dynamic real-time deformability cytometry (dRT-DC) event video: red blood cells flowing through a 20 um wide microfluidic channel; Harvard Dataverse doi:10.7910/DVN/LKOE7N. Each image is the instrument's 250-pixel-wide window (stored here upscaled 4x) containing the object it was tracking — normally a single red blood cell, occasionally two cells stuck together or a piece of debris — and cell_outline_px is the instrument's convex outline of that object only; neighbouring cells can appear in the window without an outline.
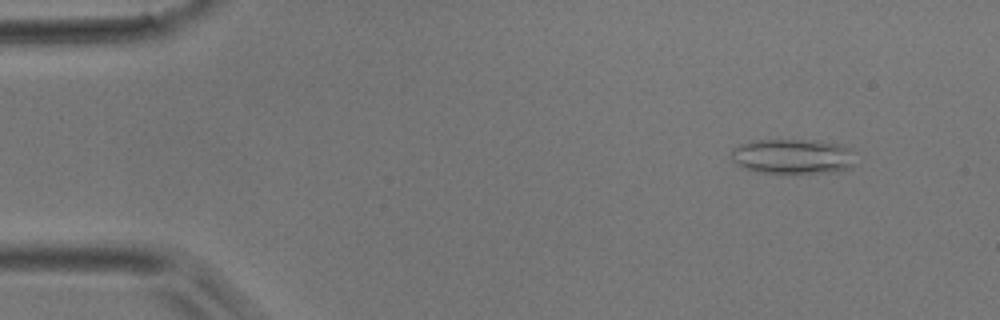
{"species": "common noctule bat (a hibernating species)", "species_latin": "Nyctalus noctula", "temperature_condition": "room temperature", "stored_images_in_passage": 45, "camera_frame_rate_fps": 3000, "um_per_image_px": 0.085, "animal": {"sex": "male", "body_mass_g": 17.9}, "frame": {"image": 1, "passage_image": 5, "time_ms": 1.333, "image_size_px": [1000, 320], "cell_outline_px": [[852, 168], [832, 172], [756, 172], [740, 168], [732, 160], [732, 148], [740, 144], [752, 140], [816, 140], [840, 144], [848, 148], [852, 164]], "centroid_in_image_um": [67.29, 13.28], "position_along_channel_um": 17.7, "area_um2": 25.09}}
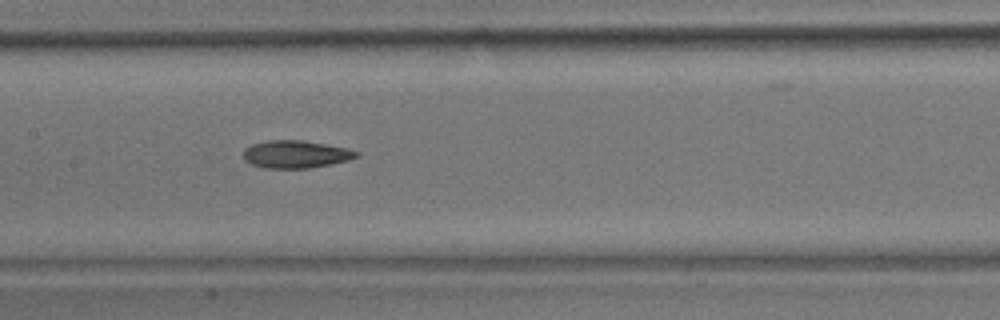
{"frame": {"image": 2, "passage_image": 22, "time_ms": 7.0, "image_size_px": [1000, 320], "cell_outline_px": [[360, 156], [348, 160], [332, 164], [308, 168], [264, 168], [252, 164], [244, 160], [244, 148], [252, 144], [268, 140], [304, 140], [348, 148], [360, 152]], "centroid_in_image_um": [25.16, 13.1], "position_along_channel_um": 182.2, "area_um2": 18.32}}
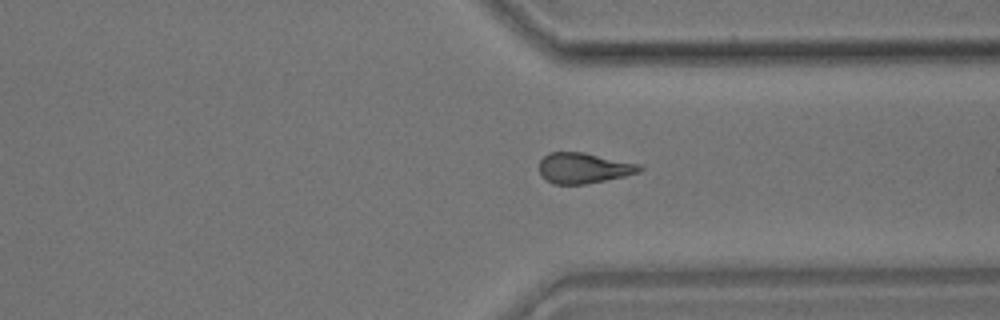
{"frame": {"image": 3, "passage_image": 34, "time_ms": 11.0, "image_size_px": [1000, 320], "cell_outline_px": [[644, 168], [640, 172], [624, 176], [584, 184], [552, 184], [540, 172], [540, 160], [548, 152], [584, 152], [640, 164]], "centroid_in_image_um": [49.63, 14.27], "position_along_channel_um": 361.8, "area_um2": 17.74}}